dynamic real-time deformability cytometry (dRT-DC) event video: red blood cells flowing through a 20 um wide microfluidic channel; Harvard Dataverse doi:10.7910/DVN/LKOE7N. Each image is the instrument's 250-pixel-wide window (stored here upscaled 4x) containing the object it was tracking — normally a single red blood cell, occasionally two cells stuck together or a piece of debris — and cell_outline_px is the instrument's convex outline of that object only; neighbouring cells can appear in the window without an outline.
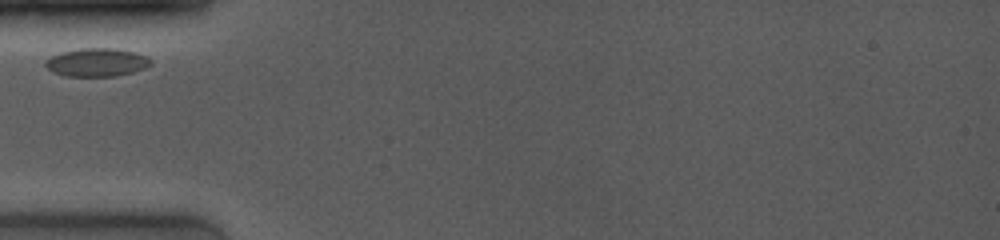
{"species": "common noctule bat (a hibernating species)", "species_latin": "Nyctalus noctula", "temperature_condition": "room temperature", "stored_images_in_passage": 21, "camera_frame_rate_fps": 4000, "um_per_image_px": 0.085, "animal": {"sex": "female", "body_mass_g": 19.0, "forearm_length_mm": 53.3}, "frame": {"image": 1, "passage_image": 1, "time_ms": 0.0, "image_size_px": [1000, 240], "cell_outline_px": [[152, 64], [144, 68], [132, 72], [116, 76], [64, 76], [52, 72], [44, 64], [44, 60], [60, 52], [80, 48], [116, 48], [136, 52], [152, 60]], "centroid_in_image_um": [8.2, 5.29], "position_along_channel_um": 76.8, "area_um2": 17.46}}